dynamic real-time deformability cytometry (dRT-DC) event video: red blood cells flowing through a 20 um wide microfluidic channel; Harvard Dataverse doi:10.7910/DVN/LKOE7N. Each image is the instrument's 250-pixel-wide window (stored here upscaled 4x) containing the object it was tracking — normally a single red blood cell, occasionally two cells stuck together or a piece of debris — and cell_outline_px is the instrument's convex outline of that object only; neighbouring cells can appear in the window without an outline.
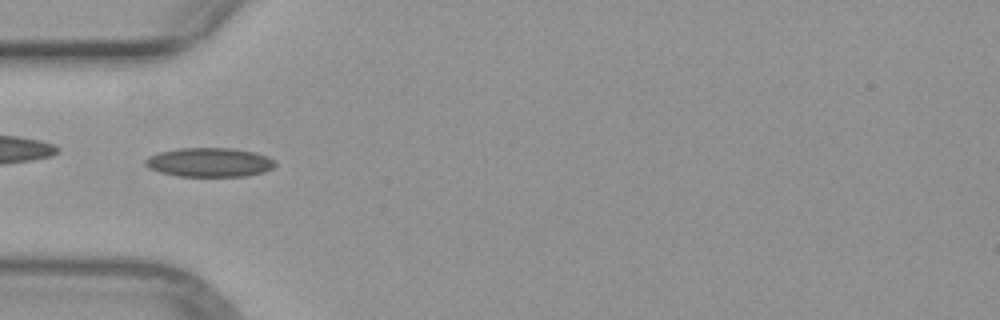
{"species": "common noctule bat (a hibernating species)", "species_latin": "Nyctalus noctula", "temperature_condition": "warm", "stored_images_in_passage": 50, "camera_frame_rate_fps": 3000, "um_per_image_px": 0.085, "animal": {"sex": "female", "body_mass_g": 29.2, "forearm_length_mm": 56.3}, "frame": {"image": 1, "passage_image": 16, "time_ms": 5.0, "image_size_px": [1000, 320], "cell_outline_px": [[276, 164], [272, 168], [264, 172], [248, 176], [176, 176], [160, 172], [148, 168], [144, 164], [144, 160], [148, 156], [160, 152], [180, 148], [232, 148], [256, 152], [268, 156], [276, 160]], "centroid_in_image_um": [17.82, 13.8], "position_along_channel_um": 67.2, "area_um2": 22.25}}
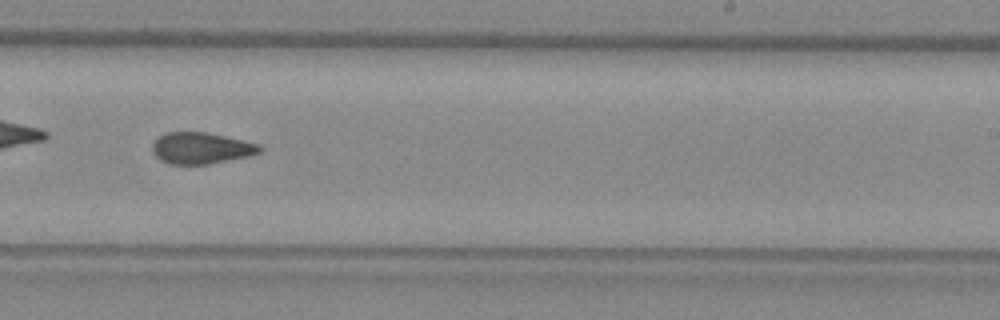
{"frame": {"image": 2, "passage_image": 31, "time_ms": 10.0, "image_size_px": [1000, 320], "cell_outline_px": [[264, 148], [260, 152], [252, 156], [208, 164], [168, 164], [160, 160], [152, 152], [152, 144], [160, 136], [168, 132], [204, 132], [224, 136], [260, 144]], "centroid_in_image_um": [17.12, 12.6], "position_along_channel_um": 271.9, "area_um2": 19.71}}
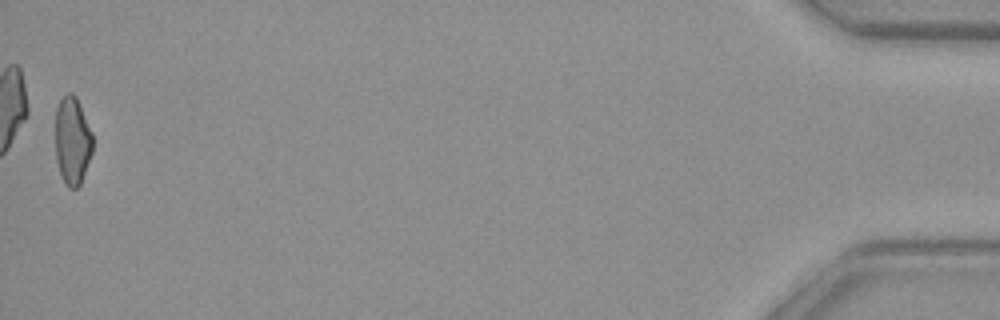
{"frame": {"image": 3, "passage_image": 50, "time_ms": 16.333, "image_size_px": [1000, 320], "cell_outline_px": [[92, 152], [80, 184], [76, 188], [68, 188], [60, 172], [56, 160], [56, 108], [60, 100], [68, 92], [72, 92], [76, 96], [92, 132]], "centroid_in_image_um": [6.15, 11.93], "position_along_channel_um": 429.0, "area_um2": 18.9}}